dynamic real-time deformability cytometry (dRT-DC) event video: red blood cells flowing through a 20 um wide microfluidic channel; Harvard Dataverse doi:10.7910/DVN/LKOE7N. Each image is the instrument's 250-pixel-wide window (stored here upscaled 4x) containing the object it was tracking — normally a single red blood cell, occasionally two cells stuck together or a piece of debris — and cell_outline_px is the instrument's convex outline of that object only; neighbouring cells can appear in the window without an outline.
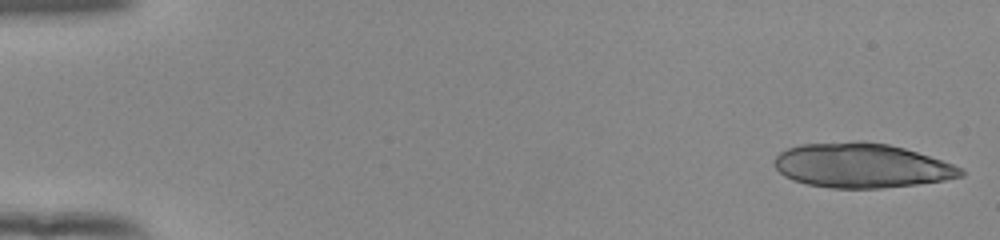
{"species": "human", "species_latin": "Homo sapiens", "temperature_condition": "room temperature", "stored_images_in_passage": 51, "segment_of_instrument_passage": [1, 2], "camera_frame_rate_fps": 3000, "um_per_image_px": 0.085, "donor": {"sex": "female"}, "frame": {"image": 1, "passage_image": 1, "time_ms": 0.0, "image_size_px": [1000, 240], "cell_outline_px": [[964, 176], [944, 180], [916, 184], [880, 188], [832, 188], [808, 184], [792, 180], [784, 176], [772, 164], [772, 160], [780, 152], [788, 148], [800, 144], [856, 140], [864, 140], [888, 144], [904, 148], [964, 168]], "centroid_in_image_um": [73.19, 14.06], "position_along_channel_um": 11.8, "area_um2": 48.55}}
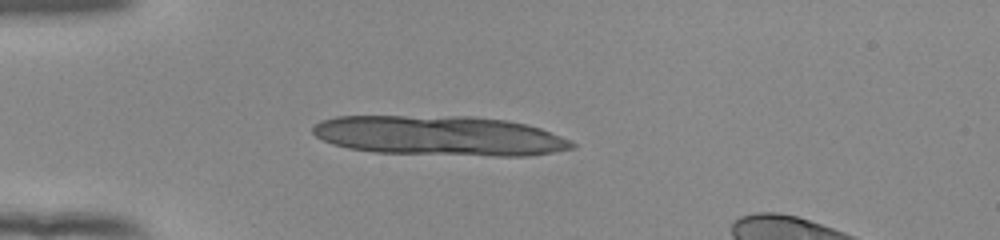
{"frame": {"image": 2, "passage_image": 14, "time_ms": 4.333, "image_size_px": [1000, 240], "cell_outline_px": [[576, 148], [528, 156], [496, 156], [376, 152], [348, 148], [332, 144], [316, 136], [312, 132], [312, 124], [320, 120], [336, 116], [472, 116], [508, 120], [528, 124], [540, 128], [572, 140], [576, 144]], "centroid_in_image_um": [37.38, 11.53], "position_along_channel_um": 47.6, "area_um2": 60.57}}